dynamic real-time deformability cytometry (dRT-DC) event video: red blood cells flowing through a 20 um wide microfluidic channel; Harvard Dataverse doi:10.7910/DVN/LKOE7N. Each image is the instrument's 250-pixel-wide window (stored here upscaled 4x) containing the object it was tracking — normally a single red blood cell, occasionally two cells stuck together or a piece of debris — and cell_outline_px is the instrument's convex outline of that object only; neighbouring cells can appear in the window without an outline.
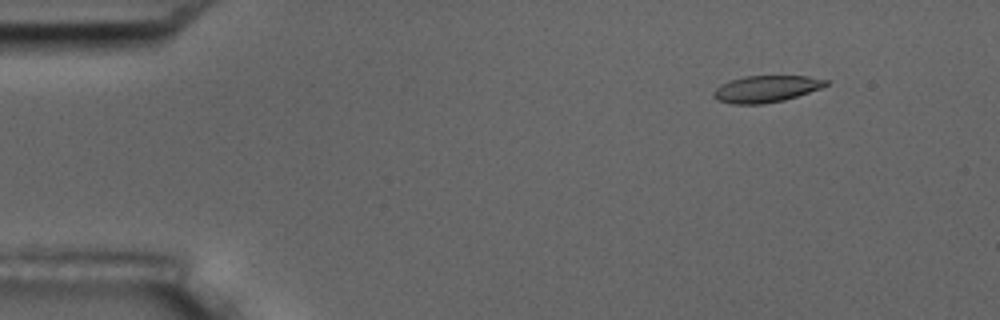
{"species": "common noctule bat (a hibernating species)", "species_latin": "Nyctalus noctula", "temperature_condition": "room temperature", "stored_images_in_passage": 5, "camera_frame_rate_fps": 3000, "um_per_image_px": 0.085, "animal": {"sex": "male", "body_mass_g": 17.5, "forearm_length_mm": 52.3}, "frame": {"image": 1, "passage_image": 2, "time_ms": 1.333, "image_size_px": [1000, 320], "cell_outline_px": [[828, 84], [820, 88], [784, 100], [764, 104], [732, 104], [720, 100], [712, 96], [712, 92], [720, 84], [728, 80], [744, 76], [808, 76], [828, 80]], "centroid_in_image_um": [65.08, 7.55], "position_along_channel_um": 19.9, "area_um2": 17.46}}
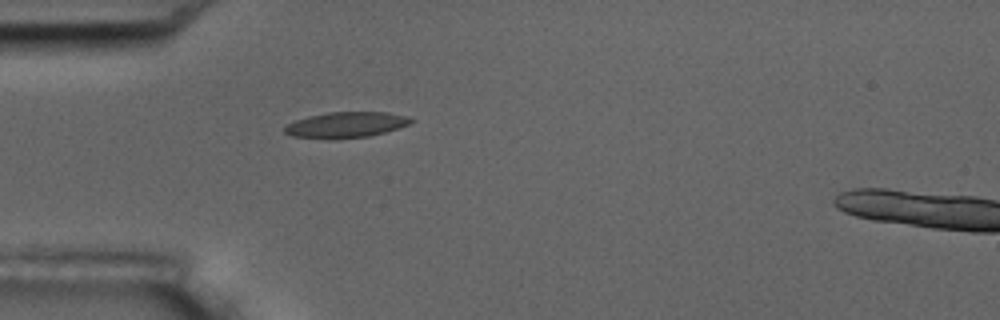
{"frame": {"image": 2, "passage_image": 5, "time_ms": 4.667, "image_size_px": [1000, 320], "cell_outline_px": [[416, 120], [400, 128], [368, 136], [336, 140], [292, 136], [284, 132], [284, 128], [288, 124], [296, 120], [308, 116], [328, 112], [388, 112], [404, 116]], "centroid_in_image_um": [29.4, 10.62], "position_along_channel_um": 55.6, "area_um2": 19.02}}